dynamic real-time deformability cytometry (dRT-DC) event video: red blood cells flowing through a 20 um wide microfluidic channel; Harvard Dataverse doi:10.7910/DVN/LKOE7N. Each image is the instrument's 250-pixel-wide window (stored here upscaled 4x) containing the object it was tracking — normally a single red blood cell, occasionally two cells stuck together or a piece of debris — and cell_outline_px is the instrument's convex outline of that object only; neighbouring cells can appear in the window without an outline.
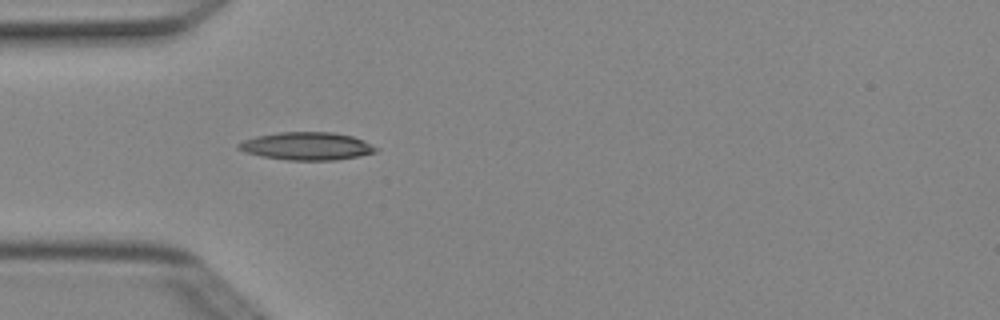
{"species": "Egyptian fruit bat (a non-hibernating species)", "species_latin": "Rousettus aegyptiacus", "temperature_condition": "cold", "stored_images_in_passage": 1, "camera_frame_rate_fps": 3000, "um_per_image_px": 0.085, "animal": {"sex": "female"}, "frame": {"image": 1, "passage_image": 1, "time_ms": 0.0, "image_size_px": [1000, 320], "cell_outline_px": [[380, 148], [376, 152], [360, 156], [336, 160], [288, 160], [260, 156], [236, 148], [236, 144], [244, 140], [256, 136], [276, 132], [332, 132], [352, 136], [364, 140]], "centroid_in_image_um": [26.1, 12.42], "position_along_channel_um": 58.9, "area_um2": 22.43}}